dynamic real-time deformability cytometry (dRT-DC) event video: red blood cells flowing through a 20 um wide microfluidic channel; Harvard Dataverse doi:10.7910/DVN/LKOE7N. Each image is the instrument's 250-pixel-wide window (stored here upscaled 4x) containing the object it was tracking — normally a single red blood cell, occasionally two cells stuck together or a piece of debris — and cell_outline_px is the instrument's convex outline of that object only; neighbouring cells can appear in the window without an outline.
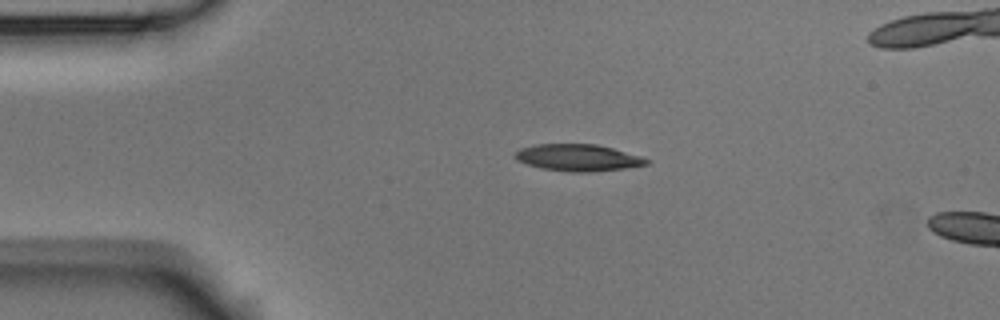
{"species": "Egyptian fruit bat (a non-hibernating species)", "species_latin": "Rousettus aegyptiacus", "temperature_condition": "room temperature", "stored_images_in_passage": 3, "camera_frame_rate_fps": 3000, "um_per_image_px": 0.085, "animal": {"sex": "male"}, "frame": {"image": 1, "passage_image": 2, "time_ms": 1.333, "image_size_px": [1000, 320], "cell_outline_px": [[652, 160], [648, 164], [624, 168], [588, 172], [572, 172], [540, 168], [516, 160], [512, 156], [520, 148], [536, 144], [596, 144], [612, 148], [640, 156]], "centroid_in_image_um": [49.1, 13.4], "position_along_channel_um": 35.9, "area_um2": 20.46}}